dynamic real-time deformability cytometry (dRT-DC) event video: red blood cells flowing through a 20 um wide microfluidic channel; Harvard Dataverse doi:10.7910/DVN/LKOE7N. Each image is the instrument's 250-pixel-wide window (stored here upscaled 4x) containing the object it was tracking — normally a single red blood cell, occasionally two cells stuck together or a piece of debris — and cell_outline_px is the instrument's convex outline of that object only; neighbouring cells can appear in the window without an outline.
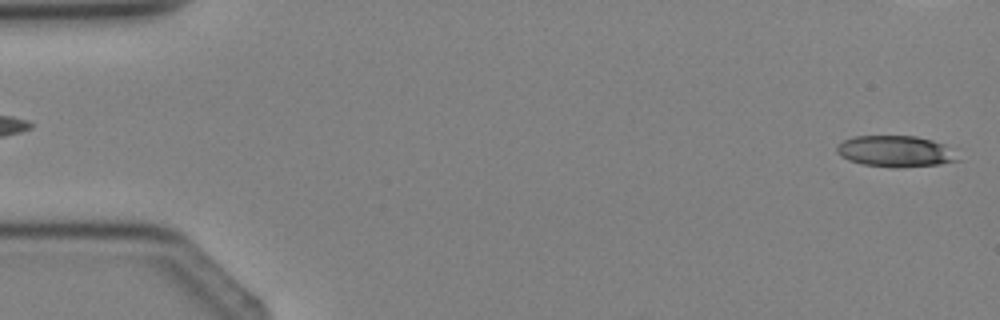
{"species": "Egyptian fruit bat (a non-hibernating species)", "species_latin": "Rousettus aegyptiacus", "temperature_condition": "cold", "stored_images_in_passage": 4, "segment_of_instrument_passage": [2, 2], "camera_frame_rate_fps": 3000, "um_per_image_px": 0.085, "animal": {"sex": "female"}, "frame": {"image": 1, "passage_image": 4, "time_ms": 3.667, "image_size_px": [1000, 320], "cell_outline_px": [[960, 160], [940, 164], [900, 168], [892, 168], [864, 164], [848, 160], [840, 156], [836, 152], [836, 148], [844, 140], [856, 136], [916, 136], [932, 140], [944, 144]], "centroid_in_image_um": [76.09, 12.87], "position_along_channel_um": 8.9, "area_um2": 21.91}}